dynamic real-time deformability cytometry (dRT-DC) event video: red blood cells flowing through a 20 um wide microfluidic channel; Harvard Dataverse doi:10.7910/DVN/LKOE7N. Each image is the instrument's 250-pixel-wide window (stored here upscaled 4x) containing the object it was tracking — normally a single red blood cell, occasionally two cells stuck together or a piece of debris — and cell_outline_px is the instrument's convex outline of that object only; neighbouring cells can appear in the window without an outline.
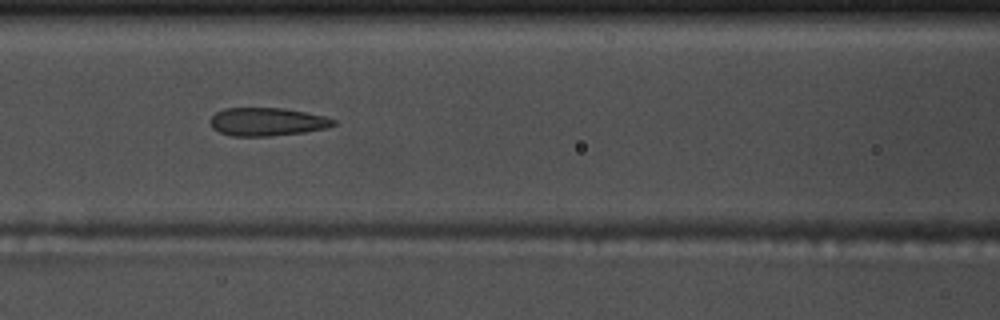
{"species": "common noctule bat (a hibernating species)", "species_latin": "Nyctalus noctula", "temperature_condition": "warm", "stored_images_in_passage": 23, "camera_frame_rate_fps": 3000, "um_per_image_px": 0.085, "animal": {"sex": "male", "body_mass_g": 17.5, "forearm_length_mm": 52.3}, "frame": {"image": 1, "passage_image": 10, "time_ms": 3.0, "image_size_px": [1000, 320], "cell_outline_px": [[336, 124], [328, 128], [304, 132], [268, 136], [232, 136], [220, 132], [212, 128], [208, 120], [216, 112], [224, 108], [284, 108], [324, 116], [336, 120]], "centroid_in_image_um": [22.68, 10.35], "position_along_channel_um": 143.9, "area_um2": 20.29}}